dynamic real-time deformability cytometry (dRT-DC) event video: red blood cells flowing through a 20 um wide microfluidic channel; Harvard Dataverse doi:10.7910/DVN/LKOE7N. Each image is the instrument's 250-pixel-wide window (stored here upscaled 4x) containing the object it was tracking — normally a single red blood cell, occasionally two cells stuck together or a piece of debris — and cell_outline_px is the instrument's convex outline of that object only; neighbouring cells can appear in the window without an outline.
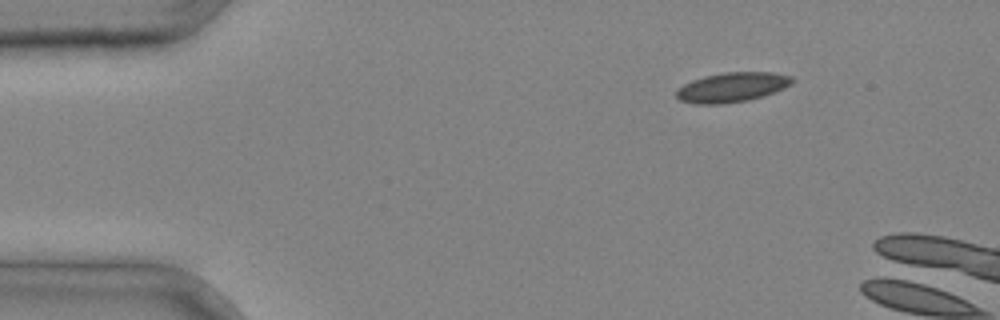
{"species": "common noctule bat (a hibernating species)", "species_latin": "Nyctalus noctula", "temperature_condition": "cold", "stored_images_in_passage": 3, "camera_frame_rate_fps": 3000, "um_per_image_px": 0.085, "animal": {"sex": "male", "body_mass_g": 20.4}, "frame": {"image": 1, "passage_image": 1, "time_ms": 0.0, "image_size_px": [1000, 320], "cell_outline_px": [[796, 80], [792, 84], [784, 88], [764, 96], [748, 100], [724, 104], [696, 104], [680, 100], [676, 96], [676, 92], [684, 84], [692, 80], [704, 76], [724, 72], [776, 72], [792, 76]], "centroid_in_image_um": [62.28, 7.41], "position_along_channel_um": 22.7, "area_um2": 20.17}}